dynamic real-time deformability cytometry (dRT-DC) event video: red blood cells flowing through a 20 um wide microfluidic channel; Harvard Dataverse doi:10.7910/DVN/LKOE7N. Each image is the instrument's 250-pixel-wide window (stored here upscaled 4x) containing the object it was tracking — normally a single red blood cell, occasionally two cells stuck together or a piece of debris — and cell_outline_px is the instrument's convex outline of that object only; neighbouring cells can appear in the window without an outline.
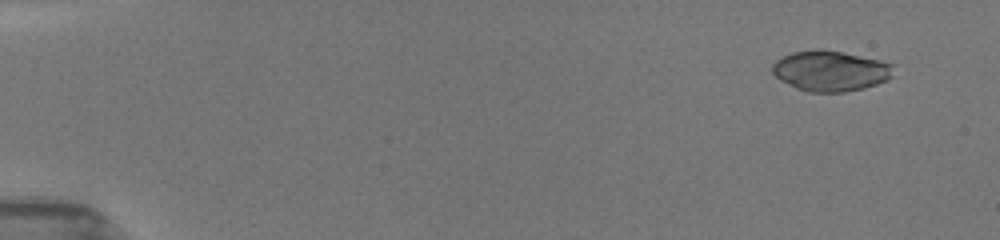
{"species": "common noctule bat (a hibernating species)", "species_latin": "Nyctalus noctula", "temperature_condition": "room temperature", "stored_images_in_passage": 6, "camera_frame_rate_fps": 3000, "um_per_image_px": 0.085, "animal": {"sex": "female", "body_mass_g": 19.5, "forearm_length_mm": 54.1}, "frame": {"image": 1, "passage_image": 1, "time_ms": 0.0, "image_size_px": [1000, 240], "cell_outline_px": [[896, 64], [892, 76], [888, 80], [864, 88], [844, 92], [808, 92], [796, 88], [780, 80], [772, 72], [772, 64], [776, 60], [792, 52], [820, 48], [844, 52], [880, 60]], "centroid_in_image_um": [70.62, 6.02], "position_along_channel_um": 14.4, "area_um2": 28.9}}
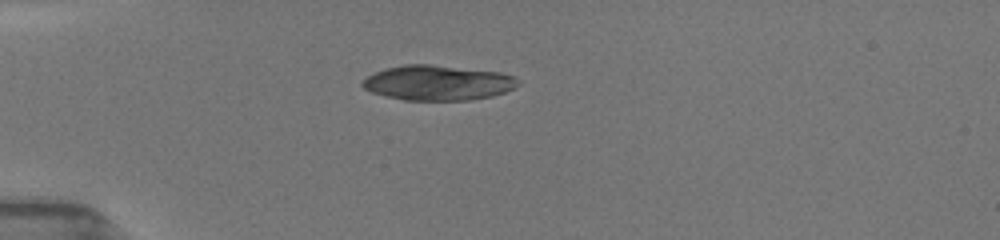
{"frame": {"image": 2, "passage_image": 5, "time_ms": 3.667, "image_size_px": [1000, 240], "cell_outline_px": [[520, 84], [504, 92], [492, 96], [468, 100], [404, 100], [372, 92], [364, 88], [360, 84], [368, 76], [384, 68], [404, 64], [432, 64], [500, 72], [512, 76]], "centroid_in_image_um": [37.19, 7.03], "position_along_channel_um": 47.8, "area_um2": 31.56}}